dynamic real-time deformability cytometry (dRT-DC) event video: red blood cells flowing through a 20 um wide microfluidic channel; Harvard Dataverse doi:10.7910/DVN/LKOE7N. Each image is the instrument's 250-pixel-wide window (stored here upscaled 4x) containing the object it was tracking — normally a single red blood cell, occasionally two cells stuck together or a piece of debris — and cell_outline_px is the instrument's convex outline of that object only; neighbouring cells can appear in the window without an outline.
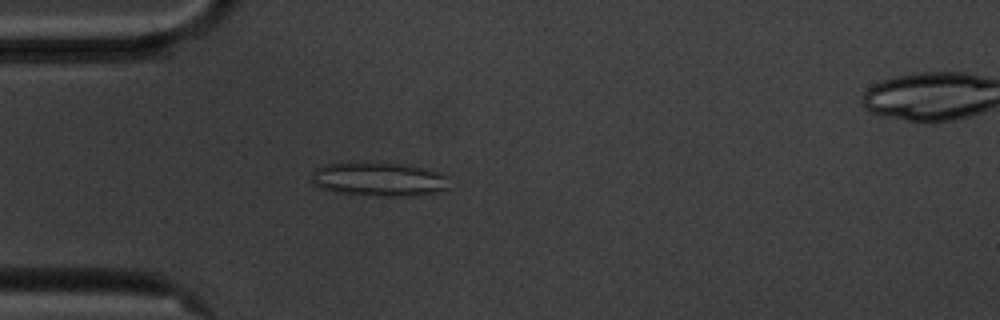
{"species": "common noctule bat (a hibernating species)", "species_latin": "Nyctalus noctula", "temperature_condition": "cold", "stored_images_in_passage": 42, "camera_frame_rate_fps": 3000, "um_per_image_px": 0.085, "animal": {"sex": "male", "body_mass_g": 20.1, "forearm_length_mm": 53.5}, "frame": {"image": 1, "passage_image": 2, "time_ms": 0.333, "image_size_px": [1000, 320], "cell_outline_px": [[448, 188], [436, 192], [408, 196], [392, 196], [336, 192], [320, 188], [312, 180], [312, 172], [316, 168], [324, 164], [400, 164], [424, 168], [448, 176]], "centroid_in_image_um": [32.22, 15.25], "position_along_channel_um": 52.8, "area_um2": 26.3}}
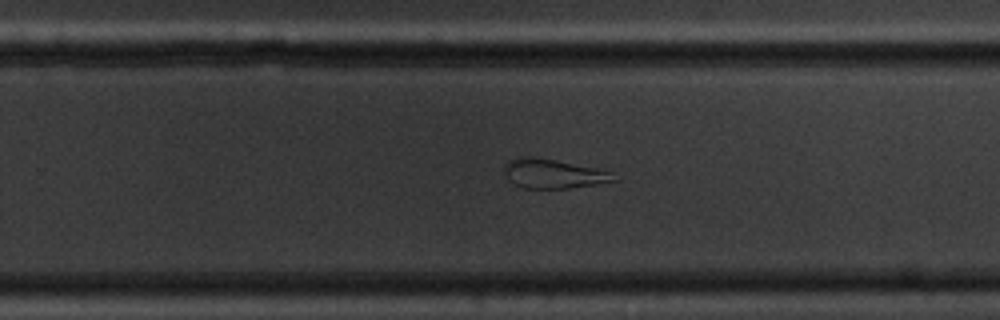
{"frame": {"image": 2, "passage_image": 22, "time_ms": 7.0, "image_size_px": [1000, 320], "cell_outline_px": [[616, 180], [596, 184], [568, 188], [524, 188], [508, 180], [504, 176], [504, 164], [508, 160], [520, 156], [528, 156], [604, 168]], "centroid_in_image_um": [46.98, 14.75], "position_along_channel_um": 282.8, "area_um2": 18.67}}
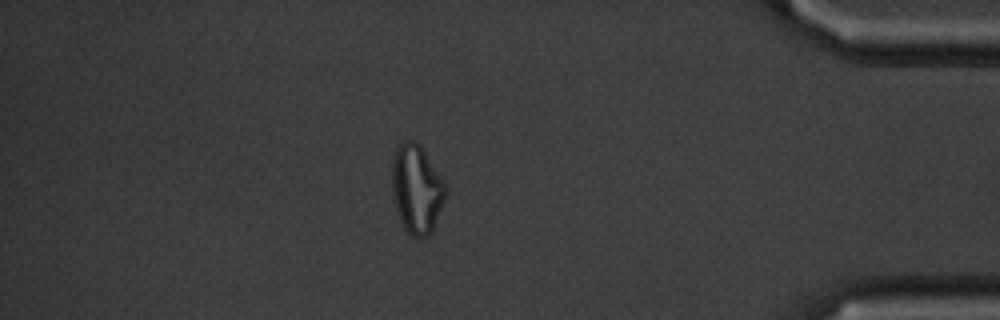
{"frame": {"image": 3, "passage_image": 35, "time_ms": 11.333, "image_size_px": [1000, 320], "cell_outline_px": [[448, 188], [444, 200], [432, 232], [428, 236], [420, 240], [412, 236], [404, 228], [400, 220], [396, 208], [392, 192], [392, 160], [396, 148], [404, 140], [416, 140], [420, 144], [448, 184]], "centroid_in_image_um": [35.44, 16.06], "position_along_channel_um": 399.8, "area_um2": 28.26}, "authors_computed_cell_mechanics": {"area_um2": 22.5709, "velocity_mm_per_s": 3.5645, "shape_relaxation_time_tau1_ms": null, "shape_relaxation_time_tau2_ms": 1.9219, "deformation_change_tau1": null, "deformation_change_tau2": 0.0976}}